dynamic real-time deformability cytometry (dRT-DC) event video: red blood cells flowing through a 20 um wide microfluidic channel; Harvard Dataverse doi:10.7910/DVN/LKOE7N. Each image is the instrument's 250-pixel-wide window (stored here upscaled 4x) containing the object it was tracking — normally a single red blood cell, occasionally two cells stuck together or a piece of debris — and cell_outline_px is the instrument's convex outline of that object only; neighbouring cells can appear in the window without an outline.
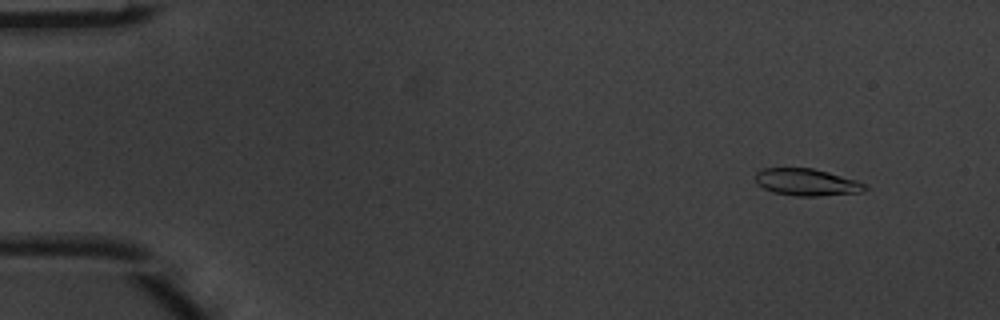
{"species": "common noctule bat (a hibernating species)", "species_latin": "Nyctalus noctula", "temperature_condition": "warm", "stored_images_in_passage": 4, "camera_frame_rate_fps": 3000, "um_per_image_px": 0.085, "animal": {"sex": "male", "body_mass_g": 20.1, "forearm_length_mm": 53.5}, "frame": {"image": 1, "passage_image": 1, "time_ms": 0.0, "image_size_px": [1000, 320], "cell_outline_px": [[868, 188], [864, 192], [820, 196], [796, 196], [772, 192], [756, 184], [756, 172], [764, 168], [812, 168], [828, 172], [856, 180], [868, 184]], "centroid_in_image_um": [68.6, 15.5], "position_along_channel_um": 16.4, "area_um2": 17.4}}
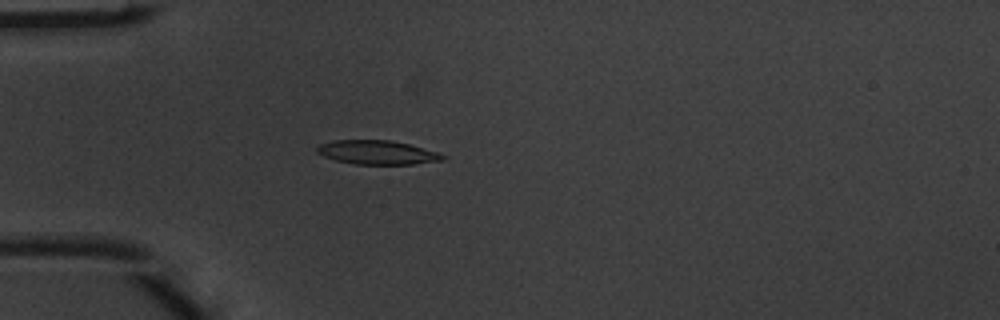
{"frame": {"image": 2, "passage_image": 4, "time_ms": 1.0, "image_size_px": [1000, 320], "cell_outline_px": [[448, 156], [444, 160], [412, 164], [356, 164], [336, 160], [324, 156], [316, 152], [316, 148], [320, 144], [332, 140], [388, 140], [408, 144], [436, 152]], "centroid_in_image_um": [32.05, 12.95], "position_along_channel_um": 53.0, "area_um2": 17.4}}